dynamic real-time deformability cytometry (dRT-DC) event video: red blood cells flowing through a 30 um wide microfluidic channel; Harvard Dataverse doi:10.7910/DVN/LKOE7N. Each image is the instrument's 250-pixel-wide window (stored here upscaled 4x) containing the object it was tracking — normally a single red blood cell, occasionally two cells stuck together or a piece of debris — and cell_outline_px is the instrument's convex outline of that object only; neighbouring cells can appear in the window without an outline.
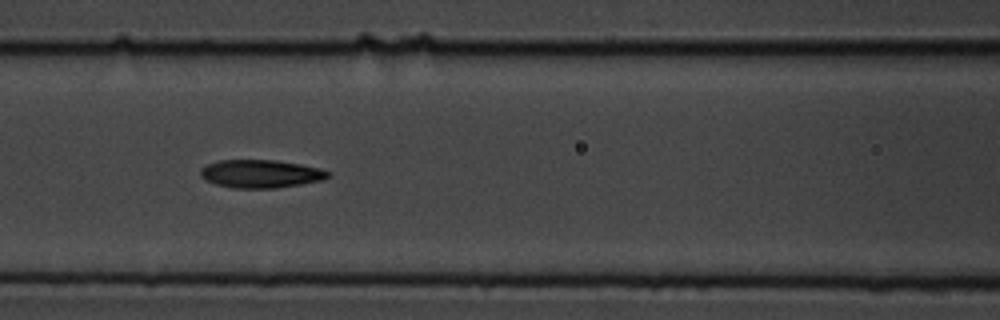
{"species": "common noctule bat (a hibernating species)", "species_latin": "Nyctalus noctula", "temperature_condition": "cold", "stored_images_in_passage": 11, "segment_of_instrument_passage": [1, 2], "camera_frame_rate_fps": 3000, "um_per_image_px": 0.085, "animal": {"sex": "male", "body_mass_g": 19.5, "forearm_length_mm": 54.6}, "frame": {"image": 1, "passage_image": 7, "time_ms": 6.667, "image_size_px": [1000, 320], "cell_outline_px": [[332, 176], [320, 180], [300, 184], [276, 188], [232, 188], [216, 184], [200, 176], [200, 168], [208, 164], [220, 160], [276, 160], [300, 164], [320, 168], [332, 172]], "centroid_in_image_um": [22.18, 14.77], "position_along_channel_um": 144.4, "area_um2": 20.87}}
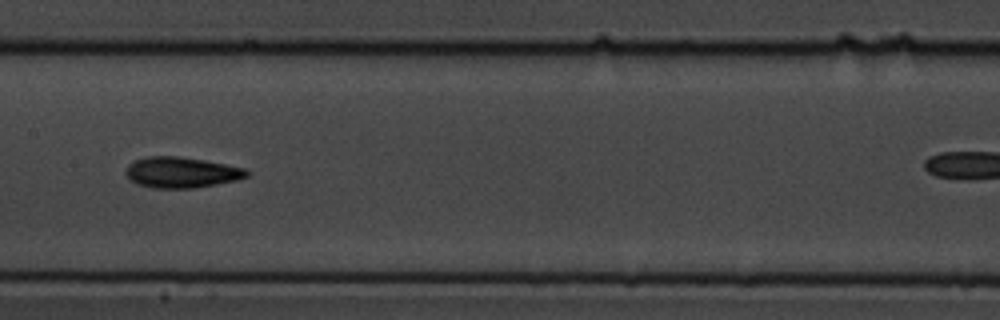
{"frame": {"image": 2, "passage_image": 8, "time_ms": 8.0, "image_size_px": [1000, 320], "cell_outline_px": [[248, 176], [236, 180], [196, 188], [152, 188], [136, 184], [124, 172], [128, 164], [136, 160], [148, 156], [180, 156], [204, 160], [244, 168], [248, 172]], "centroid_in_image_um": [15.39, 14.65], "position_along_channel_um": 192.0, "area_um2": 21.62}}
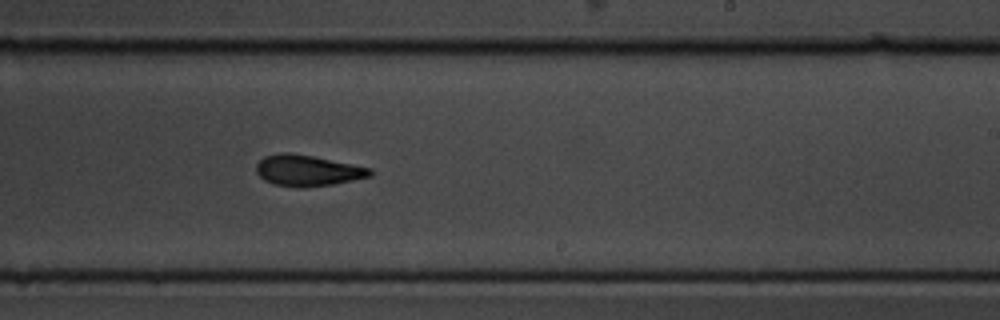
{"frame": {"image": 3, "passage_image": 10, "time_ms": 10.0, "image_size_px": [1000, 320], "cell_outline_px": [[372, 176], [332, 184], [304, 188], [300, 188], [272, 184], [264, 180], [256, 172], [256, 164], [264, 156], [280, 152], [292, 152], [372, 168]], "centroid_in_image_um": [26.11, 14.49], "position_along_channel_um": 262.9, "area_um2": 20.69}}